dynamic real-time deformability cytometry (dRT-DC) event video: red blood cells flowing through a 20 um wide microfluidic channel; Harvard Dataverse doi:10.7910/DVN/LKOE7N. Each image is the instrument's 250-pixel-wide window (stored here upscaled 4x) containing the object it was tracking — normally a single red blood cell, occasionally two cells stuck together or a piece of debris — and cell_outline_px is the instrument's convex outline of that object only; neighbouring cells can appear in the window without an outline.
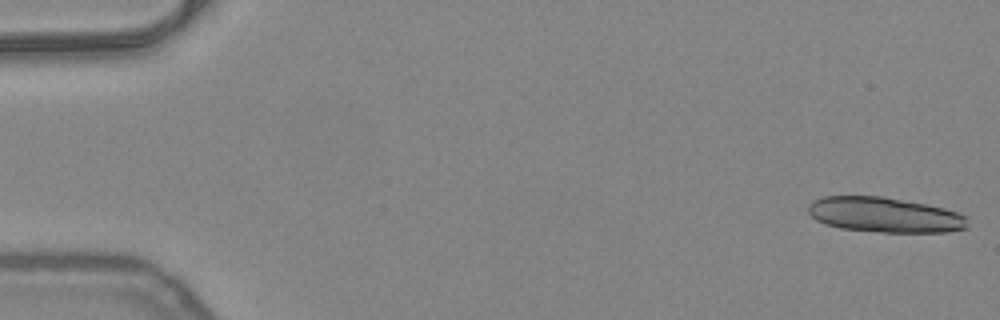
{"species": "common noctule bat (a hibernating species)", "species_latin": "Nyctalus noctula", "temperature_condition": "warm", "stored_images_in_passage": 15, "camera_frame_rate_fps": 3000, "um_per_image_px": 0.085, "animal": {"sex": "female", "body_mass_g": 24.6, "forearm_length_mm": 56.2}, "frame": {"image": 1, "passage_image": 1, "time_ms": 0.0, "image_size_px": [1000, 320], "cell_outline_px": [[968, 228], [944, 232], [880, 232], [840, 228], [824, 224], [816, 220], [808, 212], [808, 204], [812, 200], [820, 196], [884, 196], [928, 204], [944, 208], [968, 216]], "centroid_in_image_um": [75.19, 18.25], "position_along_channel_um": 9.8, "area_um2": 33.0}}